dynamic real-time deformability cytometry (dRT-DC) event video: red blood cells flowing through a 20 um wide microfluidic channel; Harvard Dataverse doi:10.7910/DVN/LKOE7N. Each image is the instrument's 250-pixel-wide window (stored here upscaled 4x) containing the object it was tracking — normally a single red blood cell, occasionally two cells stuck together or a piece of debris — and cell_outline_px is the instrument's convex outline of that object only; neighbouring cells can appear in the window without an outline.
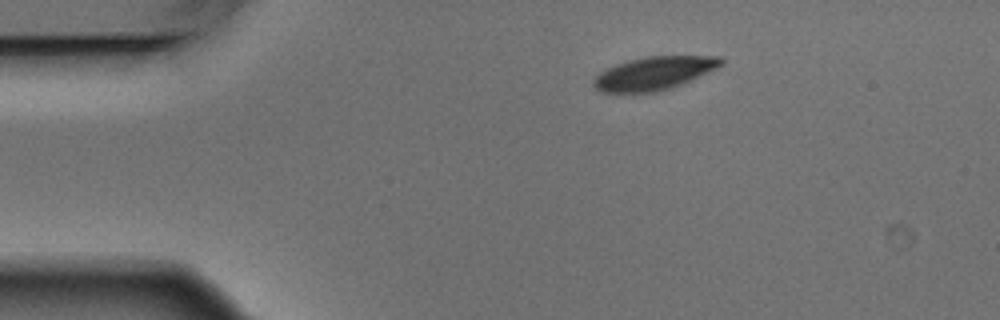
{"species": "Egyptian fruit bat (a non-hibernating species)", "species_latin": "Rousettus aegyptiacus", "temperature_condition": "warm", "stored_images_in_passage": 4, "camera_frame_rate_fps": 3000, "um_per_image_px": 0.085, "animal": {"sex": "male"}, "frame": {"image": 1, "passage_image": 1, "time_ms": 0.0, "image_size_px": [1000, 320], "cell_outline_px": [[724, 64], [716, 68], [672, 88], [656, 92], [604, 92], [596, 88], [592, 84], [592, 80], [600, 72], [616, 64], [628, 60], [648, 56], [720, 56], [724, 60]], "centroid_in_image_um": [55.6, 6.22], "position_along_channel_um": 29.4, "area_um2": 24.45}}
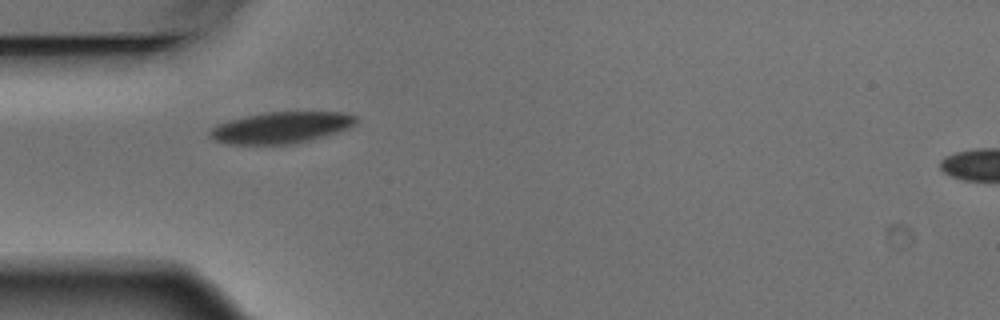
{"frame": {"image": 2, "passage_image": 3, "time_ms": 0.667, "image_size_px": [1000, 320], "cell_outline_px": [[360, 116], [356, 124], [348, 128], [312, 140], [288, 144], [228, 144], [212, 140], [208, 136], [208, 132], [216, 124], [228, 120], [264, 112], [340, 112]], "centroid_in_image_um": [23.88, 10.84], "position_along_channel_um": 61.1, "area_um2": 26.93}}
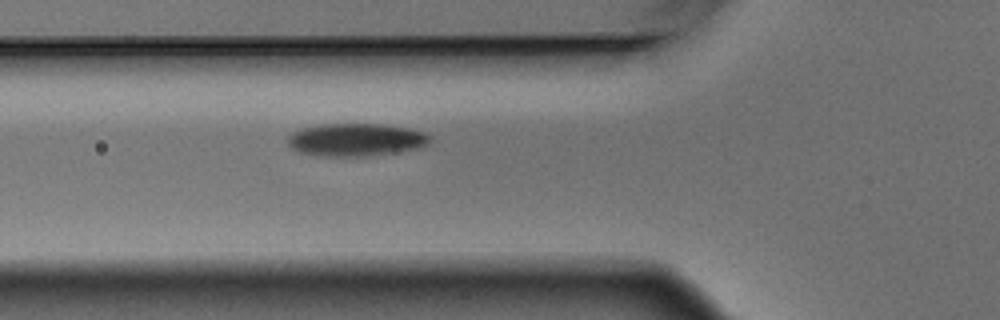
{"frame": {"image": 3, "passage_image": 4, "time_ms": 1.0, "image_size_px": [1000, 320], "cell_outline_px": [[432, 140], [428, 144], [420, 148], [364, 156], [320, 156], [300, 152], [292, 148], [284, 140], [292, 132], [300, 128], [324, 124], [388, 124], [408, 128], [424, 132], [432, 136]], "centroid_in_image_um": [30.25, 11.87], "position_along_channel_um": 95.6, "area_um2": 27.34}}